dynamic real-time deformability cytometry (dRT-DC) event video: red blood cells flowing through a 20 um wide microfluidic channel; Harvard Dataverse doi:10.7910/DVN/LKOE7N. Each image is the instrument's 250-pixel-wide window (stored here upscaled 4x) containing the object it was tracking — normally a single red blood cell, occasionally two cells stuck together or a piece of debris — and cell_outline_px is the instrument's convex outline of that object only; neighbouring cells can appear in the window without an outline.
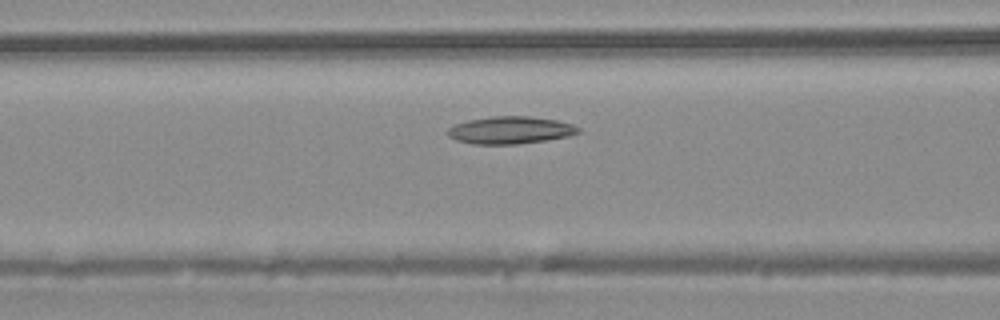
{"species": "common noctule bat (a hibernating species)", "species_latin": "Nyctalus noctula", "temperature_condition": "warm", "stored_images_in_passage": 7, "camera_frame_rate_fps": 3000, "um_per_image_px": 0.085, "animal": {"sex": "male", "body_mass_g": 20.4}, "frame": {"image": 1, "passage_image": 5, "time_ms": 1.333, "image_size_px": [1000, 320], "cell_outline_px": [[580, 132], [568, 136], [544, 140], [516, 144], [472, 144], [456, 140], [448, 136], [448, 128], [456, 124], [468, 120], [492, 116], [532, 116], [556, 120], [572, 124], [580, 128]], "centroid_in_image_um": [43.37, 11.06], "position_along_channel_um": 123.2, "area_um2": 20.75}}